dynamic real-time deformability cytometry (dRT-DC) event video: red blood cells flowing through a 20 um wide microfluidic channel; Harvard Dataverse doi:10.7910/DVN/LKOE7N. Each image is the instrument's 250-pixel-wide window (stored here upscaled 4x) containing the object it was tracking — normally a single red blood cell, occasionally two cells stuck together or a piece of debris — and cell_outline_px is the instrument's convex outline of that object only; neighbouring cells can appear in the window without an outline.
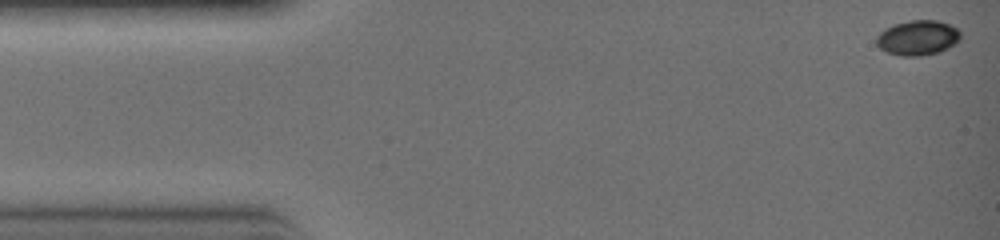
{"species": "common noctule bat (a hibernating species)", "species_latin": "Nyctalus noctula", "temperature_condition": "warm", "stored_images_in_passage": 5, "camera_frame_rate_fps": 3000, "um_per_image_px": 0.085, "animal": {"sex": "female", "body_mass_g": 19.0, "forearm_length_mm": 51.5}, "frame": {"image": 1, "passage_image": 1, "time_ms": 0.0, "image_size_px": [1000, 240], "cell_outline_px": [[960, 40], [936, 52], [916, 56], [904, 56], [888, 52], [880, 48], [876, 44], [876, 36], [884, 28], [896, 24], [912, 20], [936, 20], [948, 24], [956, 28], [960, 32]], "centroid_in_image_um": [77.96, 3.19], "position_along_channel_um": 7.0, "area_um2": 16.7}}